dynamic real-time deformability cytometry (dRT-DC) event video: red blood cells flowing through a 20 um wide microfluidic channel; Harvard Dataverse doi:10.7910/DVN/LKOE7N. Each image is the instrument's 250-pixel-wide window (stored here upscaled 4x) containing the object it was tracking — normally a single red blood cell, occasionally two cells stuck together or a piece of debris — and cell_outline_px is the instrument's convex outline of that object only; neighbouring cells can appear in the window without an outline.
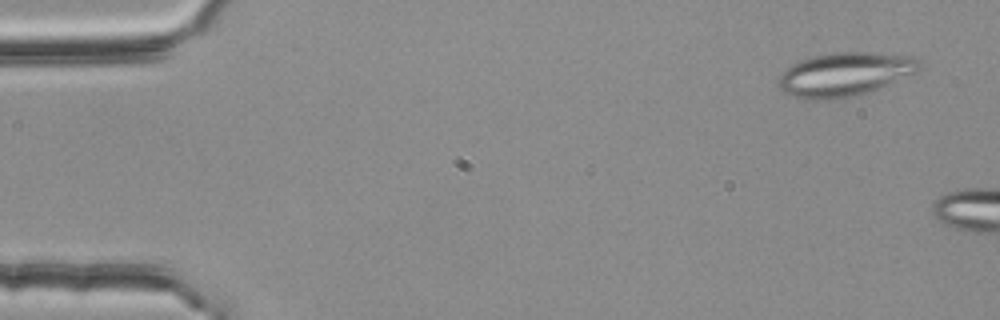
{"species": "common noctule bat (a hibernating species)", "species_latin": "Nyctalus noctula", "temperature_condition": "room temperature", "stored_images_in_passage": 8, "camera_frame_rate_fps": 3000, "um_per_image_px": 0.085, "animal": {"sex": "female", "body_mass_g": 25.1}, "frame": {"image": 1, "passage_image": 3, "time_ms": 0.667, "image_size_px": [1000, 320], "cell_outline_px": [[924, 68], [916, 72], [860, 96], [828, 100], [804, 100], [784, 92], [780, 88], [776, 80], [792, 64], [800, 60], [812, 56], [836, 52], [872, 52], [912, 56], [920, 60], [924, 64]], "centroid_in_image_um": [71.84, 6.32], "position_along_channel_um": 13.2, "area_um2": 36.36}}